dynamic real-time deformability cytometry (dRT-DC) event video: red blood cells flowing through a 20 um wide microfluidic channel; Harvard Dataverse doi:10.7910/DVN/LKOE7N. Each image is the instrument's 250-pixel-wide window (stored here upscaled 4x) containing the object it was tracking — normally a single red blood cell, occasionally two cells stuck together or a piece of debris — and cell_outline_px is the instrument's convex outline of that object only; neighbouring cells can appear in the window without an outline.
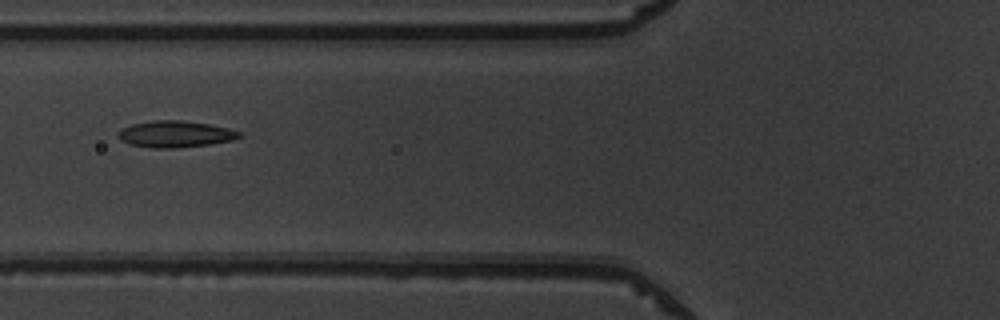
{"species": "common noctule bat (a hibernating species)", "species_latin": "Nyctalus noctula", "temperature_condition": "warm", "stored_images_in_passage": 33, "camera_frame_rate_fps": 3000, "um_per_image_px": 0.085, "animal": {"sex": "male", "body_mass_g": 19.5, "forearm_length_mm": 54.6}, "frame": {"image": 1, "passage_image": 8, "time_ms": 2.333, "image_size_px": [1000, 320], "cell_outline_px": [[244, 136], [232, 140], [208, 144], [180, 148], [152, 148], [132, 144], [120, 140], [116, 136], [116, 132], [132, 124], [152, 120], [184, 120], [208, 124], [228, 128], [240, 132]], "centroid_in_image_um": [14.89, 11.39], "position_along_channel_um": 110.9, "area_um2": 18.79}}
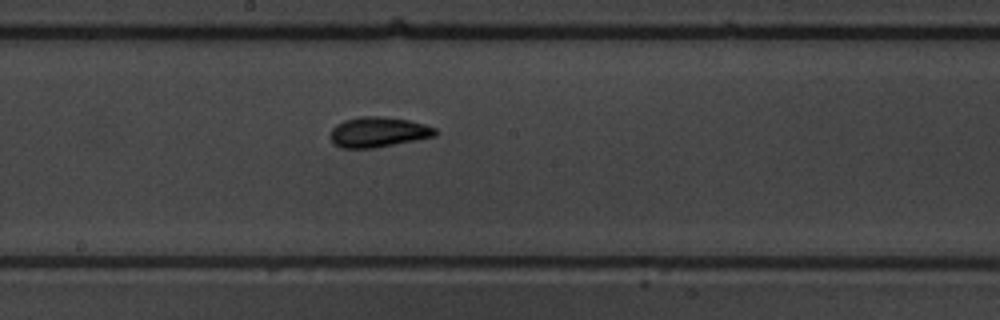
{"frame": {"image": 2, "passage_image": 16, "time_ms": 5.0, "image_size_px": [1000, 320], "cell_outline_px": [[440, 132], [436, 136], [376, 148], [340, 148], [332, 144], [332, 128], [336, 124], [344, 120], [360, 116], [380, 116], [408, 120], [424, 124], [436, 128]], "centroid_in_image_um": [32.17, 11.23], "position_along_channel_um": 216.0, "area_um2": 18.61}}
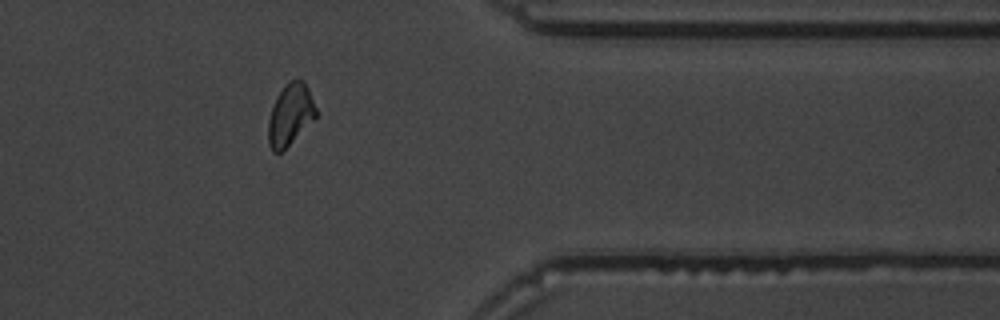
{"frame": {"image": 3, "passage_image": 30, "time_ms": 9.667, "image_size_px": [1000, 320], "cell_outline_px": [[316, 116], [280, 152], [272, 152], [268, 144], [268, 120], [276, 96], [292, 80], [304, 80], [308, 88], [316, 108]], "centroid_in_image_um": [24.65, 9.74], "position_along_channel_um": 386.8, "area_um2": 16.47}, "authors_computed_cell_mechanics": {"area_um2": 17.7446, "velocity_mm_per_s": 3.945, "shape_relaxation_time_tau1_ms": 3.5013, "shape_relaxation_time_tau2_ms": 1.589, "deformation_change_tau1": 0.1465, "deformation_change_tau2": 0.0638}}